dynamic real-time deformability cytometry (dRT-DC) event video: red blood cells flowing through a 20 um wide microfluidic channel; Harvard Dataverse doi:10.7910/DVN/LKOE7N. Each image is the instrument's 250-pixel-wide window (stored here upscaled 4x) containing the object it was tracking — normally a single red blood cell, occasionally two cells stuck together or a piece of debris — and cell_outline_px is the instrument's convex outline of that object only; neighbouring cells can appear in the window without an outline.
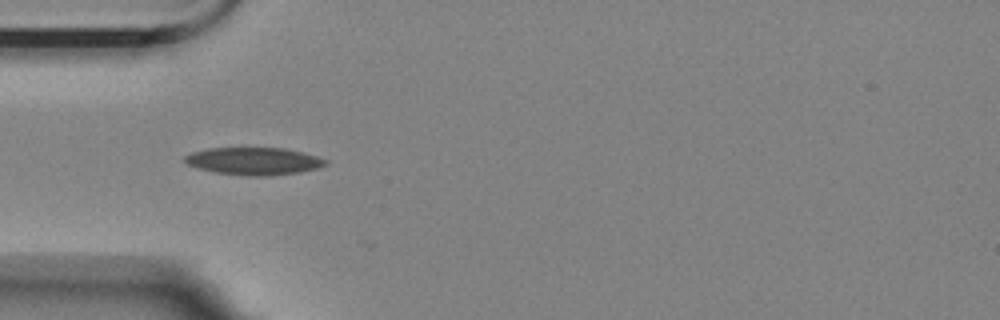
{"species": "Egyptian fruit bat (a non-hibernating species)", "species_latin": "Rousettus aegyptiacus", "temperature_condition": "room temperature", "stored_images_in_passage": 2, "camera_frame_rate_fps": 3000, "um_per_image_px": 0.085, "animal": {"sex": "female"}, "frame": {"image": 1, "passage_image": 1, "time_ms": 0.0, "image_size_px": [1000, 320], "cell_outline_px": [[328, 164], [320, 168], [300, 172], [268, 176], [248, 176], [216, 172], [200, 168], [188, 164], [184, 160], [184, 156], [192, 152], [208, 148], [284, 148], [304, 152], [328, 160]], "centroid_in_image_um": [21.63, 13.69], "position_along_channel_um": 63.4, "area_um2": 22.54}}